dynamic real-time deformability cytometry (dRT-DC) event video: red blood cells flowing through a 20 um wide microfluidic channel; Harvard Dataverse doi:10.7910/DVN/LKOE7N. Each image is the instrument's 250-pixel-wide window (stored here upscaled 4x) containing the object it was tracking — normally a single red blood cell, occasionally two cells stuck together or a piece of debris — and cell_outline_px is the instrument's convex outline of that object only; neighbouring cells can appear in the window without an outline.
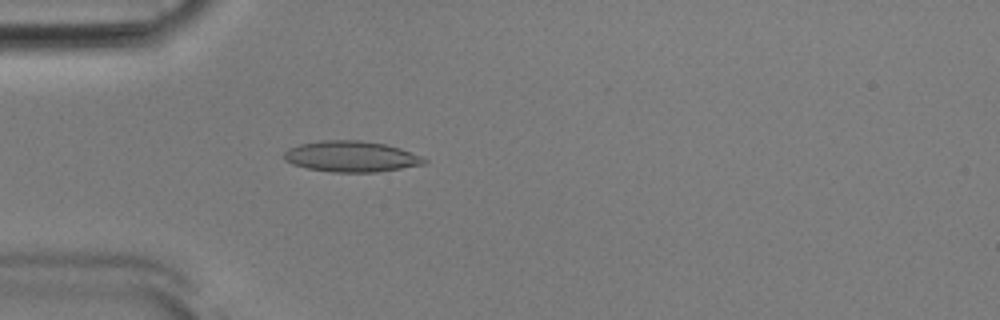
{"species": "Egyptian fruit bat (a non-hibernating species)", "species_latin": "Rousettus aegyptiacus", "temperature_condition": "room temperature", "stored_images_in_passage": 52, "camera_frame_rate_fps": 3000, "um_per_image_px": 0.085, "animal": {"sex": "male"}, "frame": {"image": 1, "passage_image": 15, "time_ms": 4.667, "image_size_px": [1000, 320], "cell_outline_px": [[428, 160], [424, 164], [376, 172], [332, 172], [308, 168], [292, 164], [284, 160], [284, 152], [288, 148], [300, 144], [320, 140], [360, 140], [384, 144], [400, 148], [424, 156]], "centroid_in_image_um": [29.85, 13.29], "position_along_channel_um": 55.1, "area_um2": 25.26}}
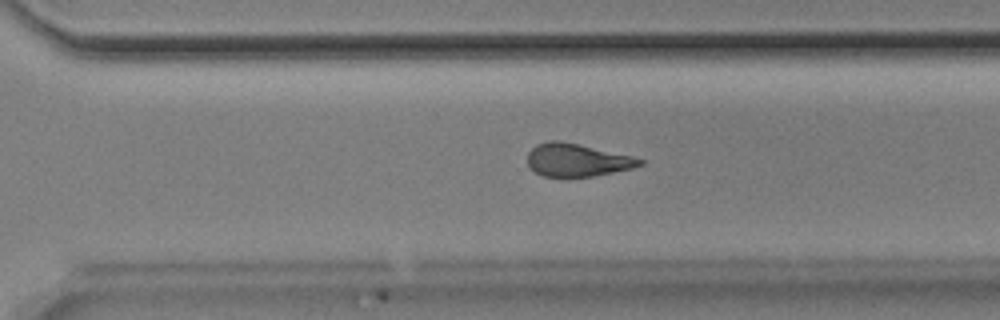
{"frame": {"image": 2, "passage_image": 36, "time_ms": 11.667, "image_size_px": [1000, 320], "cell_outline_px": [[644, 164], [632, 168], [592, 176], [544, 176], [536, 172], [528, 164], [528, 152], [536, 144], [548, 140], [560, 140], [632, 156], [644, 160]], "centroid_in_image_um": [49.04, 13.59], "position_along_channel_um": 321.6, "area_um2": 21.21}}
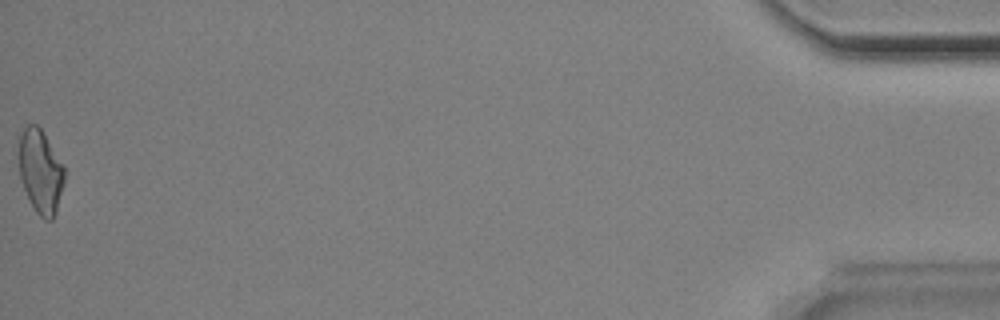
{"frame": {"image": 3, "passage_image": 52, "time_ms": 17.0, "image_size_px": [1000, 320], "cell_outline_px": [[64, 184], [56, 212], [52, 220], [44, 220], [36, 212], [24, 188], [20, 176], [20, 136], [24, 128], [28, 124], [36, 124], [40, 128], [64, 164]], "centroid_in_image_um": [3.48, 14.58], "position_along_channel_um": 431.7, "area_um2": 21.91}, "authors_computed_cell_mechanics": {"area_um2": 22.542, "velocity_mm_per_s": 3.907, "shape_relaxation_time_tau1_ms": 7.2355, "shape_relaxation_time_tau2_ms": 3.0232, "deformation_change_tau1": 0.1829, "deformation_change_tau2": 0.1168}}